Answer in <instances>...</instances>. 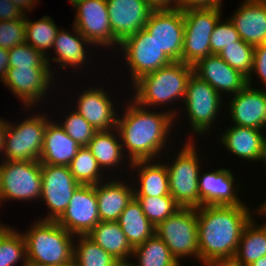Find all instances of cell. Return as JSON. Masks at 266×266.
I'll return each instance as SVG.
<instances>
[{
  "label": "cell",
  "mask_w": 266,
  "mask_h": 266,
  "mask_svg": "<svg viewBox=\"0 0 266 266\" xmlns=\"http://www.w3.org/2000/svg\"><path fill=\"white\" fill-rule=\"evenodd\" d=\"M126 100L128 103L122 108V114L117 116L116 128L124 153H129L126 154L127 159L132 163L161 158L170 142L168 137L171 135V130L178 123L176 119L177 116L180 117L178 115L180 110L176 107L165 112L163 110L156 112L139 106L132 99Z\"/></svg>",
  "instance_id": "cell-1"
},
{
  "label": "cell",
  "mask_w": 266,
  "mask_h": 266,
  "mask_svg": "<svg viewBox=\"0 0 266 266\" xmlns=\"http://www.w3.org/2000/svg\"><path fill=\"white\" fill-rule=\"evenodd\" d=\"M265 205L264 201L258 204L254 213L247 205H205L197 208L199 263L233 259L245 226L255 212V215L264 218L262 209Z\"/></svg>",
  "instance_id": "cell-2"
},
{
  "label": "cell",
  "mask_w": 266,
  "mask_h": 266,
  "mask_svg": "<svg viewBox=\"0 0 266 266\" xmlns=\"http://www.w3.org/2000/svg\"><path fill=\"white\" fill-rule=\"evenodd\" d=\"M192 73L193 66L173 61L135 81L130 88L134 95L131 99L148 109L164 107L165 104L175 106L174 102L183 103L187 82Z\"/></svg>",
  "instance_id": "cell-3"
},
{
  "label": "cell",
  "mask_w": 266,
  "mask_h": 266,
  "mask_svg": "<svg viewBox=\"0 0 266 266\" xmlns=\"http://www.w3.org/2000/svg\"><path fill=\"white\" fill-rule=\"evenodd\" d=\"M22 234L28 266L73 263L75 235L56 221L35 220Z\"/></svg>",
  "instance_id": "cell-4"
},
{
  "label": "cell",
  "mask_w": 266,
  "mask_h": 266,
  "mask_svg": "<svg viewBox=\"0 0 266 266\" xmlns=\"http://www.w3.org/2000/svg\"><path fill=\"white\" fill-rule=\"evenodd\" d=\"M195 141L186 140L171 163L169 159L164 161L169 175L170 195L182 208L196 209L201 206L198 177L202 166H200L201 159H199L200 154Z\"/></svg>",
  "instance_id": "cell-5"
},
{
  "label": "cell",
  "mask_w": 266,
  "mask_h": 266,
  "mask_svg": "<svg viewBox=\"0 0 266 266\" xmlns=\"http://www.w3.org/2000/svg\"><path fill=\"white\" fill-rule=\"evenodd\" d=\"M224 96H221L209 83L200 79L194 73L191 74L186 87V93L183 103L180 105L188 115L189 126L191 128V135H188V139L195 140L194 136L209 134L212 129V124L215 126L217 115L220 118L221 108L224 106ZM223 102V103H222ZM223 105V106H222ZM194 135H193V134Z\"/></svg>",
  "instance_id": "cell-6"
},
{
  "label": "cell",
  "mask_w": 266,
  "mask_h": 266,
  "mask_svg": "<svg viewBox=\"0 0 266 266\" xmlns=\"http://www.w3.org/2000/svg\"><path fill=\"white\" fill-rule=\"evenodd\" d=\"M44 114V115H43ZM27 116L14 124L9 122L5 131V143L2 160L7 161H39L44 132L47 123L52 119L46 113Z\"/></svg>",
  "instance_id": "cell-7"
},
{
  "label": "cell",
  "mask_w": 266,
  "mask_h": 266,
  "mask_svg": "<svg viewBox=\"0 0 266 266\" xmlns=\"http://www.w3.org/2000/svg\"><path fill=\"white\" fill-rule=\"evenodd\" d=\"M41 190L42 174L39 161L0 162V207L3 202L10 200L18 202L39 200Z\"/></svg>",
  "instance_id": "cell-8"
},
{
  "label": "cell",
  "mask_w": 266,
  "mask_h": 266,
  "mask_svg": "<svg viewBox=\"0 0 266 266\" xmlns=\"http://www.w3.org/2000/svg\"><path fill=\"white\" fill-rule=\"evenodd\" d=\"M155 234L165 242L179 264L187 257L199 261L197 208L181 207L156 227Z\"/></svg>",
  "instance_id": "cell-9"
},
{
  "label": "cell",
  "mask_w": 266,
  "mask_h": 266,
  "mask_svg": "<svg viewBox=\"0 0 266 266\" xmlns=\"http://www.w3.org/2000/svg\"><path fill=\"white\" fill-rule=\"evenodd\" d=\"M184 44L182 62L193 66L200 59L211 55L210 38L222 16V8L183 10Z\"/></svg>",
  "instance_id": "cell-10"
},
{
  "label": "cell",
  "mask_w": 266,
  "mask_h": 266,
  "mask_svg": "<svg viewBox=\"0 0 266 266\" xmlns=\"http://www.w3.org/2000/svg\"><path fill=\"white\" fill-rule=\"evenodd\" d=\"M124 64L129 68L130 82L173 62L160 48L155 39L143 28L119 44Z\"/></svg>",
  "instance_id": "cell-11"
},
{
  "label": "cell",
  "mask_w": 266,
  "mask_h": 266,
  "mask_svg": "<svg viewBox=\"0 0 266 266\" xmlns=\"http://www.w3.org/2000/svg\"><path fill=\"white\" fill-rule=\"evenodd\" d=\"M53 67H14L9 68L2 85L18 97L28 111L35 109L43 98H47L51 86H55ZM53 73V74H52ZM53 81V82H52ZM53 83V84H52ZM50 86V87H49ZM47 95V96H46ZM40 102V103H39Z\"/></svg>",
  "instance_id": "cell-12"
},
{
  "label": "cell",
  "mask_w": 266,
  "mask_h": 266,
  "mask_svg": "<svg viewBox=\"0 0 266 266\" xmlns=\"http://www.w3.org/2000/svg\"><path fill=\"white\" fill-rule=\"evenodd\" d=\"M72 6L76 11L72 24L92 47L119 48L110 25L106 0H78Z\"/></svg>",
  "instance_id": "cell-13"
},
{
  "label": "cell",
  "mask_w": 266,
  "mask_h": 266,
  "mask_svg": "<svg viewBox=\"0 0 266 266\" xmlns=\"http://www.w3.org/2000/svg\"><path fill=\"white\" fill-rule=\"evenodd\" d=\"M42 190L40 201L49 212L39 220L57 221L65 212L73 192L80 185L73 177L69 166L41 164Z\"/></svg>",
  "instance_id": "cell-14"
},
{
  "label": "cell",
  "mask_w": 266,
  "mask_h": 266,
  "mask_svg": "<svg viewBox=\"0 0 266 266\" xmlns=\"http://www.w3.org/2000/svg\"><path fill=\"white\" fill-rule=\"evenodd\" d=\"M172 61L182 62L184 15L182 9L153 10L144 27Z\"/></svg>",
  "instance_id": "cell-15"
},
{
  "label": "cell",
  "mask_w": 266,
  "mask_h": 266,
  "mask_svg": "<svg viewBox=\"0 0 266 266\" xmlns=\"http://www.w3.org/2000/svg\"><path fill=\"white\" fill-rule=\"evenodd\" d=\"M56 222L73 235H87L100 222L95 185H79Z\"/></svg>",
  "instance_id": "cell-16"
},
{
  "label": "cell",
  "mask_w": 266,
  "mask_h": 266,
  "mask_svg": "<svg viewBox=\"0 0 266 266\" xmlns=\"http://www.w3.org/2000/svg\"><path fill=\"white\" fill-rule=\"evenodd\" d=\"M102 87V88H101ZM78 98L73 109L78 112L96 131H107L116 128L117 116L115 100L103 88V86H93L85 88L81 93H77Z\"/></svg>",
  "instance_id": "cell-17"
},
{
  "label": "cell",
  "mask_w": 266,
  "mask_h": 266,
  "mask_svg": "<svg viewBox=\"0 0 266 266\" xmlns=\"http://www.w3.org/2000/svg\"><path fill=\"white\" fill-rule=\"evenodd\" d=\"M200 170L198 177L199 195L201 206H238L248 205L238 197L242 184L236 183L234 173L229 168H218L212 172ZM239 184V185H238ZM241 187V188H240Z\"/></svg>",
  "instance_id": "cell-18"
},
{
  "label": "cell",
  "mask_w": 266,
  "mask_h": 266,
  "mask_svg": "<svg viewBox=\"0 0 266 266\" xmlns=\"http://www.w3.org/2000/svg\"><path fill=\"white\" fill-rule=\"evenodd\" d=\"M254 86V87H253ZM225 106L233 125L266 131V90L246 85L241 91L229 96ZM228 103V104H227Z\"/></svg>",
  "instance_id": "cell-19"
},
{
  "label": "cell",
  "mask_w": 266,
  "mask_h": 266,
  "mask_svg": "<svg viewBox=\"0 0 266 266\" xmlns=\"http://www.w3.org/2000/svg\"><path fill=\"white\" fill-rule=\"evenodd\" d=\"M115 40L120 44L143 29L153 9L145 0H106Z\"/></svg>",
  "instance_id": "cell-20"
},
{
  "label": "cell",
  "mask_w": 266,
  "mask_h": 266,
  "mask_svg": "<svg viewBox=\"0 0 266 266\" xmlns=\"http://www.w3.org/2000/svg\"><path fill=\"white\" fill-rule=\"evenodd\" d=\"M193 73L209 83L221 96L241 91L248 83L247 77L229 66L218 54H211L193 65Z\"/></svg>",
  "instance_id": "cell-21"
},
{
  "label": "cell",
  "mask_w": 266,
  "mask_h": 266,
  "mask_svg": "<svg viewBox=\"0 0 266 266\" xmlns=\"http://www.w3.org/2000/svg\"><path fill=\"white\" fill-rule=\"evenodd\" d=\"M72 29L73 32L72 30H65L63 27L58 30L52 47V52L54 51L52 54L55 56L51 59H46L50 68L53 66L50 64V61H55L57 66L58 64L60 65L58 69L61 70H65L66 67H71L74 70L82 69L81 72L83 71V68L87 69L85 66L89 61L90 52L92 53V51L87 50V48L90 45L92 46V44L76 29L74 25H72Z\"/></svg>",
  "instance_id": "cell-22"
},
{
  "label": "cell",
  "mask_w": 266,
  "mask_h": 266,
  "mask_svg": "<svg viewBox=\"0 0 266 266\" xmlns=\"http://www.w3.org/2000/svg\"><path fill=\"white\" fill-rule=\"evenodd\" d=\"M229 20L244 42L254 47L265 42L266 0L242 1Z\"/></svg>",
  "instance_id": "cell-23"
},
{
  "label": "cell",
  "mask_w": 266,
  "mask_h": 266,
  "mask_svg": "<svg viewBox=\"0 0 266 266\" xmlns=\"http://www.w3.org/2000/svg\"><path fill=\"white\" fill-rule=\"evenodd\" d=\"M123 180H120V177L117 180L108 176V181L95 185L100 221H117L122 211L134 197L132 182L129 185Z\"/></svg>",
  "instance_id": "cell-24"
},
{
  "label": "cell",
  "mask_w": 266,
  "mask_h": 266,
  "mask_svg": "<svg viewBox=\"0 0 266 266\" xmlns=\"http://www.w3.org/2000/svg\"><path fill=\"white\" fill-rule=\"evenodd\" d=\"M57 122L50 120L44 132L41 164L69 166L81 147Z\"/></svg>",
  "instance_id": "cell-25"
},
{
  "label": "cell",
  "mask_w": 266,
  "mask_h": 266,
  "mask_svg": "<svg viewBox=\"0 0 266 266\" xmlns=\"http://www.w3.org/2000/svg\"><path fill=\"white\" fill-rule=\"evenodd\" d=\"M161 159L156 160H138L131 163L130 172H138V186L133 181L134 196L160 197L170 195L169 175L165 162ZM134 169V170H133ZM136 187V188H135Z\"/></svg>",
  "instance_id": "cell-26"
},
{
  "label": "cell",
  "mask_w": 266,
  "mask_h": 266,
  "mask_svg": "<svg viewBox=\"0 0 266 266\" xmlns=\"http://www.w3.org/2000/svg\"><path fill=\"white\" fill-rule=\"evenodd\" d=\"M265 131L231 125L219 136L220 144L244 161L258 162L262 139Z\"/></svg>",
  "instance_id": "cell-27"
},
{
  "label": "cell",
  "mask_w": 266,
  "mask_h": 266,
  "mask_svg": "<svg viewBox=\"0 0 266 266\" xmlns=\"http://www.w3.org/2000/svg\"><path fill=\"white\" fill-rule=\"evenodd\" d=\"M87 147L91 150L92 155L96 158L98 165L104 172L107 169L109 170V174L110 172L112 173L110 171L111 169L115 172V170H119V166L124 167L122 166L124 162H127L125 167L131 166V162L127 159L126 153L123 151L117 128L107 131H97Z\"/></svg>",
  "instance_id": "cell-28"
},
{
  "label": "cell",
  "mask_w": 266,
  "mask_h": 266,
  "mask_svg": "<svg viewBox=\"0 0 266 266\" xmlns=\"http://www.w3.org/2000/svg\"><path fill=\"white\" fill-rule=\"evenodd\" d=\"M87 235L115 260L132 258L133 248L117 221H100Z\"/></svg>",
  "instance_id": "cell-29"
},
{
  "label": "cell",
  "mask_w": 266,
  "mask_h": 266,
  "mask_svg": "<svg viewBox=\"0 0 266 266\" xmlns=\"http://www.w3.org/2000/svg\"><path fill=\"white\" fill-rule=\"evenodd\" d=\"M117 223L134 249L155 234V226L145 216L138 200L133 197L120 214Z\"/></svg>",
  "instance_id": "cell-30"
},
{
  "label": "cell",
  "mask_w": 266,
  "mask_h": 266,
  "mask_svg": "<svg viewBox=\"0 0 266 266\" xmlns=\"http://www.w3.org/2000/svg\"><path fill=\"white\" fill-rule=\"evenodd\" d=\"M255 220L254 216L245 226L233 258L240 266H249L266 255V221L259 225Z\"/></svg>",
  "instance_id": "cell-31"
},
{
  "label": "cell",
  "mask_w": 266,
  "mask_h": 266,
  "mask_svg": "<svg viewBox=\"0 0 266 266\" xmlns=\"http://www.w3.org/2000/svg\"><path fill=\"white\" fill-rule=\"evenodd\" d=\"M135 258L134 266H181L157 234L133 249L131 260Z\"/></svg>",
  "instance_id": "cell-32"
},
{
  "label": "cell",
  "mask_w": 266,
  "mask_h": 266,
  "mask_svg": "<svg viewBox=\"0 0 266 266\" xmlns=\"http://www.w3.org/2000/svg\"><path fill=\"white\" fill-rule=\"evenodd\" d=\"M27 17L28 14L25 15V43L41 52L46 59H49L50 55H48V52H50V49L52 50L59 27L56 22H54L55 20H53L50 16H42L41 19H38L37 21H32L27 19Z\"/></svg>",
  "instance_id": "cell-33"
},
{
  "label": "cell",
  "mask_w": 266,
  "mask_h": 266,
  "mask_svg": "<svg viewBox=\"0 0 266 266\" xmlns=\"http://www.w3.org/2000/svg\"><path fill=\"white\" fill-rule=\"evenodd\" d=\"M18 262H23L21 266H28L24 236L3 223L0 226V266H15Z\"/></svg>",
  "instance_id": "cell-34"
},
{
  "label": "cell",
  "mask_w": 266,
  "mask_h": 266,
  "mask_svg": "<svg viewBox=\"0 0 266 266\" xmlns=\"http://www.w3.org/2000/svg\"><path fill=\"white\" fill-rule=\"evenodd\" d=\"M69 168L80 185H97L108 179L104 177L106 173L98 165L96 158L87 146H82L78 149Z\"/></svg>",
  "instance_id": "cell-35"
},
{
  "label": "cell",
  "mask_w": 266,
  "mask_h": 266,
  "mask_svg": "<svg viewBox=\"0 0 266 266\" xmlns=\"http://www.w3.org/2000/svg\"><path fill=\"white\" fill-rule=\"evenodd\" d=\"M74 266H114L118 261L98 246L88 235H75Z\"/></svg>",
  "instance_id": "cell-36"
},
{
  "label": "cell",
  "mask_w": 266,
  "mask_h": 266,
  "mask_svg": "<svg viewBox=\"0 0 266 266\" xmlns=\"http://www.w3.org/2000/svg\"><path fill=\"white\" fill-rule=\"evenodd\" d=\"M155 228L166 218L173 215L181 207L171 195L160 197L134 196Z\"/></svg>",
  "instance_id": "cell-37"
},
{
  "label": "cell",
  "mask_w": 266,
  "mask_h": 266,
  "mask_svg": "<svg viewBox=\"0 0 266 266\" xmlns=\"http://www.w3.org/2000/svg\"><path fill=\"white\" fill-rule=\"evenodd\" d=\"M254 48V46L240 39L236 44L224 47L218 55L229 66L248 78L253 68Z\"/></svg>",
  "instance_id": "cell-38"
},
{
  "label": "cell",
  "mask_w": 266,
  "mask_h": 266,
  "mask_svg": "<svg viewBox=\"0 0 266 266\" xmlns=\"http://www.w3.org/2000/svg\"><path fill=\"white\" fill-rule=\"evenodd\" d=\"M72 109V110H71ZM69 114H65V119L59 123L63 130L75 140L81 147L88 146L93 139L96 129L90 125L78 112L70 107Z\"/></svg>",
  "instance_id": "cell-39"
},
{
  "label": "cell",
  "mask_w": 266,
  "mask_h": 266,
  "mask_svg": "<svg viewBox=\"0 0 266 266\" xmlns=\"http://www.w3.org/2000/svg\"><path fill=\"white\" fill-rule=\"evenodd\" d=\"M8 58L9 68L50 67L46 57L27 43L8 50Z\"/></svg>",
  "instance_id": "cell-40"
},
{
  "label": "cell",
  "mask_w": 266,
  "mask_h": 266,
  "mask_svg": "<svg viewBox=\"0 0 266 266\" xmlns=\"http://www.w3.org/2000/svg\"><path fill=\"white\" fill-rule=\"evenodd\" d=\"M26 41L25 16L12 21H0V47L10 50Z\"/></svg>",
  "instance_id": "cell-41"
},
{
  "label": "cell",
  "mask_w": 266,
  "mask_h": 266,
  "mask_svg": "<svg viewBox=\"0 0 266 266\" xmlns=\"http://www.w3.org/2000/svg\"><path fill=\"white\" fill-rule=\"evenodd\" d=\"M240 39L239 33L229 18L225 21H222L221 17L211 34V54H219L224 47L230 46L231 44H236V42Z\"/></svg>",
  "instance_id": "cell-42"
},
{
  "label": "cell",
  "mask_w": 266,
  "mask_h": 266,
  "mask_svg": "<svg viewBox=\"0 0 266 266\" xmlns=\"http://www.w3.org/2000/svg\"><path fill=\"white\" fill-rule=\"evenodd\" d=\"M254 73V74H253ZM253 75H257L258 79L266 90V44L257 45L254 48L253 68L250 76L247 78L248 85L253 83Z\"/></svg>",
  "instance_id": "cell-43"
},
{
  "label": "cell",
  "mask_w": 266,
  "mask_h": 266,
  "mask_svg": "<svg viewBox=\"0 0 266 266\" xmlns=\"http://www.w3.org/2000/svg\"><path fill=\"white\" fill-rule=\"evenodd\" d=\"M24 16L10 0H0V21H12Z\"/></svg>",
  "instance_id": "cell-44"
},
{
  "label": "cell",
  "mask_w": 266,
  "mask_h": 266,
  "mask_svg": "<svg viewBox=\"0 0 266 266\" xmlns=\"http://www.w3.org/2000/svg\"><path fill=\"white\" fill-rule=\"evenodd\" d=\"M214 7L222 8V0H179V8L182 10Z\"/></svg>",
  "instance_id": "cell-45"
},
{
  "label": "cell",
  "mask_w": 266,
  "mask_h": 266,
  "mask_svg": "<svg viewBox=\"0 0 266 266\" xmlns=\"http://www.w3.org/2000/svg\"><path fill=\"white\" fill-rule=\"evenodd\" d=\"M153 10H177L179 0H145Z\"/></svg>",
  "instance_id": "cell-46"
},
{
  "label": "cell",
  "mask_w": 266,
  "mask_h": 266,
  "mask_svg": "<svg viewBox=\"0 0 266 266\" xmlns=\"http://www.w3.org/2000/svg\"><path fill=\"white\" fill-rule=\"evenodd\" d=\"M12 3L15 4V6L21 11L23 15H26L27 10L28 13L32 12L36 8V4L38 5L39 0H10Z\"/></svg>",
  "instance_id": "cell-47"
},
{
  "label": "cell",
  "mask_w": 266,
  "mask_h": 266,
  "mask_svg": "<svg viewBox=\"0 0 266 266\" xmlns=\"http://www.w3.org/2000/svg\"><path fill=\"white\" fill-rule=\"evenodd\" d=\"M8 69H9L8 50L0 47V82H2L5 79Z\"/></svg>",
  "instance_id": "cell-48"
},
{
  "label": "cell",
  "mask_w": 266,
  "mask_h": 266,
  "mask_svg": "<svg viewBox=\"0 0 266 266\" xmlns=\"http://www.w3.org/2000/svg\"><path fill=\"white\" fill-rule=\"evenodd\" d=\"M203 266H240L234 259L210 260L202 263Z\"/></svg>",
  "instance_id": "cell-49"
},
{
  "label": "cell",
  "mask_w": 266,
  "mask_h": 266,
  "mask_svg": "<svg viewBox=\"0 0 266 266\" xmlns=\"http://www.w3.org/2000/svg\"><path fill=\"white\" fill-rule=\"evenodd\" d=\"M8 126V121L0 117V154L3 155L5 143V131Z\"/></svg>",
  "instance_id": "cell-50"
},
{
  "label": "cell",
  "mask_w": 266,
  "mask_h": 266,
  "mask_svg": "<svg viewBox=\"0 0 266 266\" xmlns=\"http://www.w3.org/2000/svg\"><path fill=\"white\" fill-rule=\"evenodd\" d=\"M258 161L262 162L263 166L266 168V135H264L263 139H262ZM265 172H266V170H265Z\"/></svg>",
  "instance_id": "cell-51"
},
{
  "label": "cell",
  "mask_w": 266,
  "mask_h": 266,
  "mask_svg": "<svg viewBox=\"0 0 266 266\" xmlns=\"http://www.w3.org/2000/svg\"><path fill=\"white\" fill-rule=\"evenodd\" d=\"M249 266H266V255L261 257V258H259L257 261H254Z\"/></svg>",
  "instance_id": "cell-52"
},
{
  "label": "cell",
  "mask_w": 266,
  "mask_h": 266,
  "mask_svg": "<svg viewBox=\"0 0 266 266\" xmlns=\"http://www.w3.org/2000/svg\"><path fill=\"white\" fill-rule=\"evenodd\" d=\"M132 261H118L114 266H134Z\"/></svg>",
  "instance_id": "cell-53"
},
{
  "label": "cell",
  "mask_w": 266,
  "mask_h": 266,
  "mask_svg": "<svg viewBox=\"0 0 266 266\" xmlns=\"http://www.w3.org/2000/svg\"><path fill=\"white\" fill-rule=\"evenodd\" d=\"M43 266H74L73 263H61V264H47Z\"/></svg>",
  "instance_id": "cell-54"
},
{
  "label": "cell",
  "mask_w": 266,
  "mask_h": 266,
  "mask_svg": "<svg viewBox=\"0 0 266 266\" xmlns=\"http://www.w3.org/2000/svg\"><path fill=\"white\" fill-rule=\"evenodd\" d=\"M264 202L266 203V199L264 200ZM262 215H264V217L266 216V205L262 209Z\"/></svg>",
  "instance_id": "cell-55"
},
{
  "label": "cell",
  "mask_w": 266,
  "mask_h": 266,
  "mask_svg": "<svg viewBox=\"0 0 266 266\" xmlns=\"http://www.w3.org/2000/svg\"><path fill=\"white\" fill-rule=\"evenodd\" d=\"M76 1H78V0H69V3H70L71 5H73Z\"/></svg>",
  "instance_id": "cell-56"
}]
</instances>
